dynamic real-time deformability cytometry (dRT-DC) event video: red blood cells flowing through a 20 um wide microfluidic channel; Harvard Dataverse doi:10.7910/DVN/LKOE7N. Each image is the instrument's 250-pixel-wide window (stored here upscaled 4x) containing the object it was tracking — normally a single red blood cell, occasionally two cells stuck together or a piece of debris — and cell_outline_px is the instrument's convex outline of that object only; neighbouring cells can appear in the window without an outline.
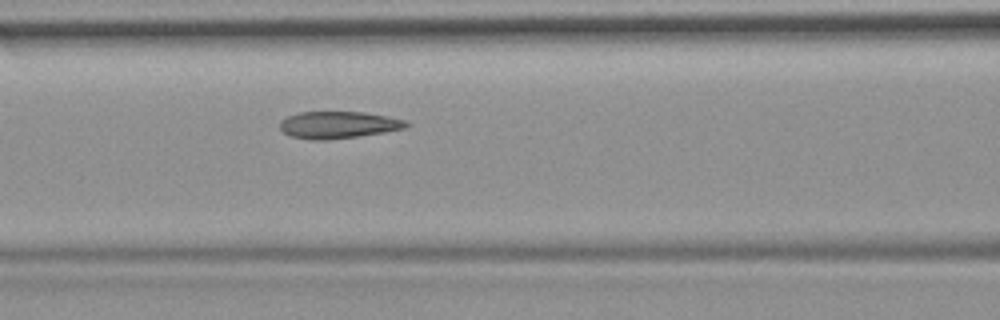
{"species": "common noctule bat (a hibernating species)", "species_latin": "Nyctalus noctula", "temperature_condition": "room temperature", "stored_images_in_passage": 44, "camera_frame_rate_fps": 3000, "um_per_image_px": 0.085, "animal": {"sex": "female", "body_mass_g": 19.9}, "frame": {"image": 1, "passage_image": 13, "time_ms": 4.0, "image_size_px": [1000, 320], "cell_outline_px": [[412, 124], [404, 128], [384, 132], [360, 136], [328, 140], [312, 140], [288, 136], [280, 128], [280, 120], [288, 116], [300, 112], [364, 112], [388, 116], [404, 120]], "centroid_in_image_um": [28.75, 10.62], "position_along_channel_um": 137.9, "area_um2": 20.0}, "authors_computed_cell_mechanics": {"area_um2": 20.4612, "velocity_mm_per_s": 3.7126, "shape_relaxation_time_tau1_ms": null, "shape_relaxation_time_tau2_ms": 1.834, "deformation_change_tau1": null, "deformation_change_tau2": 0.0805}}